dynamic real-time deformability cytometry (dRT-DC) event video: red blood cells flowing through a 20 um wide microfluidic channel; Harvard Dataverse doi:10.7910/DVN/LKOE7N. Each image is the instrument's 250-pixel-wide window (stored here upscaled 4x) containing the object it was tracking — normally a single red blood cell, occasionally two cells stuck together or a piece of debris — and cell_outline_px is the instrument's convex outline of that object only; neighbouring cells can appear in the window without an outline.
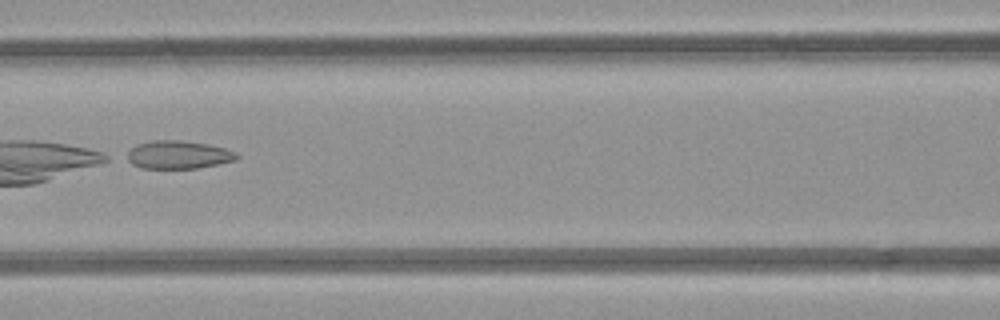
{"species": "common noctule bat (a hibernating species)", "species_latin": "Nyctalus noctula", "temperature_condition": "room temperature", "stored_images_in_passage": 7, "camera_frame_rate_fps": 3000, "um_per_image_px": 0.085, "animal": {"sex": "female", "body_mass_g": 21.9}, "frame": {"image": 1, "passage_image": 6, "time_ms": 6.667, "image_size_px": [1000, 320], "cell_outline_px": [[240, 156], [236, 160], [196, 168], [140, 168], [124, 160], [120, 156], [136, 144], [152, 140], [180, 140], [208, 144], [224, 148], [236, 152]], "centroid_in_image_um": [15.04, 13.15], "position_along_channel_um": 151.6, "area_um2": 18.32}}
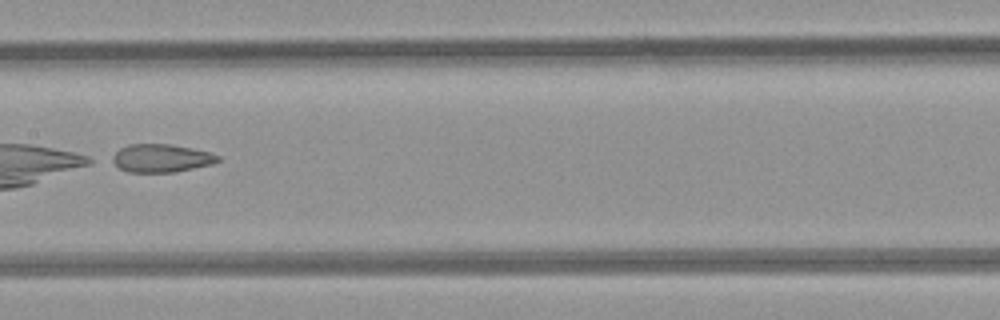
{"frame": {"image": 2, "passage_image": 7, "time_ms": 7.667, "image_size_px": [1000, 320], "cell_outline_px": [[220, 160], [212, 164], [172, 172], [128, 172], [120, 168], [108, 160], [120, 148], [128, 144], [172, 144], [192, 148], [208, 152], [220, 156]], "centroid_in_image_um": [13.66, 13.44], "position_along_channel_um": 193.7, "area_um2": 17.28}}